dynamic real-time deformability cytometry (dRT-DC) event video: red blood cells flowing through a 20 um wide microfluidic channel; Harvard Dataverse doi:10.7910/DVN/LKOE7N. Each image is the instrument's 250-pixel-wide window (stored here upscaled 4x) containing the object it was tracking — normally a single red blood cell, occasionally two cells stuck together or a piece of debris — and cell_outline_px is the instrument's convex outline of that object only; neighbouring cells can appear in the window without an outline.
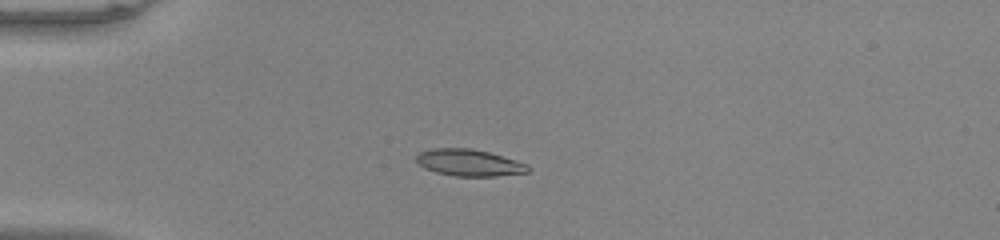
{"species": "common noctule bat (a hibernating species)", "species_latin": "Nyctalus noctula", "temperature_condition": "warm", "stored_images_in_passage": 52, "camera_frame_rate_fps": 3000, "um_per_image_px": 0.085, "animal": {"sex": "male", "body_mass_g": 20.0, "forearm_length_mm": 53.3}, "frame": {"image": 1, "passage_image": 15, "time_ms": 4.667, "image_size_px": [1000, 240], "cell_outline_px": [[532, 168], [528, 172], [496, 176], [456, 176], [436, 172], [424, 168], [416, 160], [416, 156], [420, 152], [432, 148], [472, 148], [488, 152], [528, 164]], "centroid_in_image_um": [39.89, 13.83], "position_along_channel_um": 45.1, "area_um2": 17.34}}
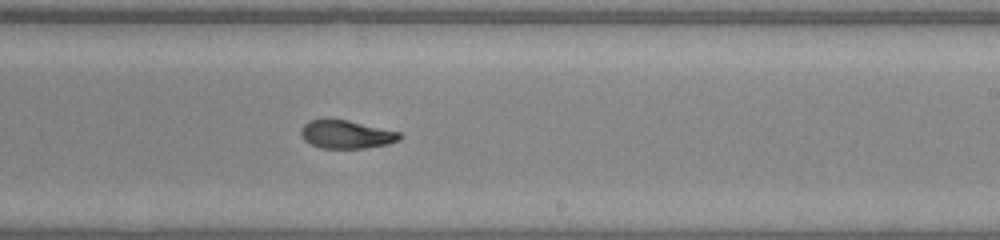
{"frame": {"image": 2, "passage_image": 33, "time_ms": 10.667, "image_size_px": [1000, 240], "cell_outline_px": [[404, 136], [400, 140], [388, 144], [364, 148], [320, 148], [304, 140], [300, 136], [300, 128], [308, 120], [348, 120], [400, 132]], "centroid_in_image_um": [29.45, 11.43], "position_along_channel_um": 259.6, "area_um2": 16.24}}
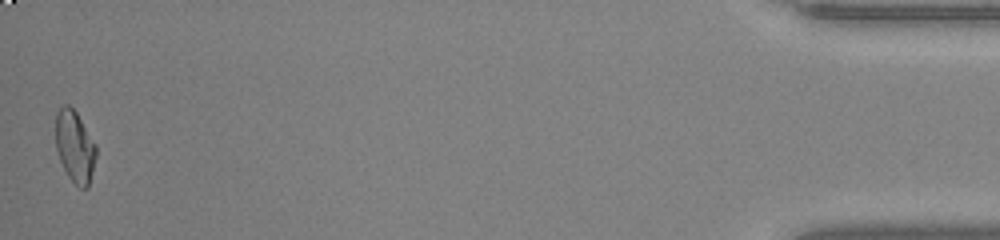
{"frame": {"image": 3, "passage_image": 52, "time_ms": 17.0, "image_size_px": [1000, 240], "cell_outline_px": [[96, 156], [88, 188], [80, 188], [68, 176], [60, 160], [56, 148], [56, 112], [64, 104], [68, 104], [76, 112], [96, 144]], "centroid_in_image_um": [6.36, 12.44], "position_along_channel_um": 428.8, "area_um2": 16.76}, "authors_computed_cell_mechanics": {"area_um2": 16.8487, "velocity_mm_per_s": 4.0462, "shape_relaxation_time_tau1_ms": null, "shape_relaxation_time_tau2_ms": 1.9988, "deformation_change_tau1": null, "deformation_change_tau2": 0.0704}}